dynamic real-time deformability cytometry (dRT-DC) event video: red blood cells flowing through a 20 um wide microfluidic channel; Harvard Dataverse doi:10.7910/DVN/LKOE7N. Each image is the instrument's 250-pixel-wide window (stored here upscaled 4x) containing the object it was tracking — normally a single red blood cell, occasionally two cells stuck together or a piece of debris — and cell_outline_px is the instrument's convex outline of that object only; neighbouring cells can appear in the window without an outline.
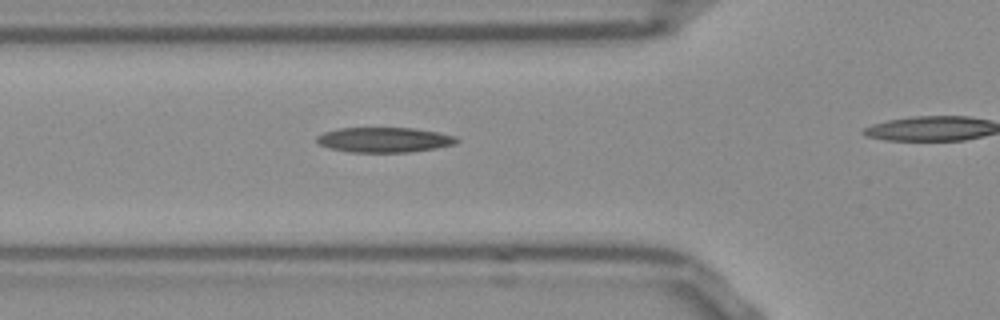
{"species": "Egyptian fruit bat (a non-hibernating species)", "species_latin": "Rousettus aegyptiacus", "temperature_condition": "room temperature", "stored_images_in_passage": 21, "camera_frame_rate_fps": 3000, "um_per_image_px": 0.085, "frame": {"image": 1, "passage_image": 10, "time_ms": 3.0, "image_size_px": [1000, 320], "cell_outline_px": [[460, 140], [456, 144], [436, 148], [408, 152], [352, 152], [328, 148], [320, 144], [316, 140], [316, 136], [324, 132], [340, 128], [412, 128], [436, 132], [456, 136]], "centroid_in_image_um": [32.67, 11.88], "position_along_channel_um": 93.1, "area_um2": 20.35}}